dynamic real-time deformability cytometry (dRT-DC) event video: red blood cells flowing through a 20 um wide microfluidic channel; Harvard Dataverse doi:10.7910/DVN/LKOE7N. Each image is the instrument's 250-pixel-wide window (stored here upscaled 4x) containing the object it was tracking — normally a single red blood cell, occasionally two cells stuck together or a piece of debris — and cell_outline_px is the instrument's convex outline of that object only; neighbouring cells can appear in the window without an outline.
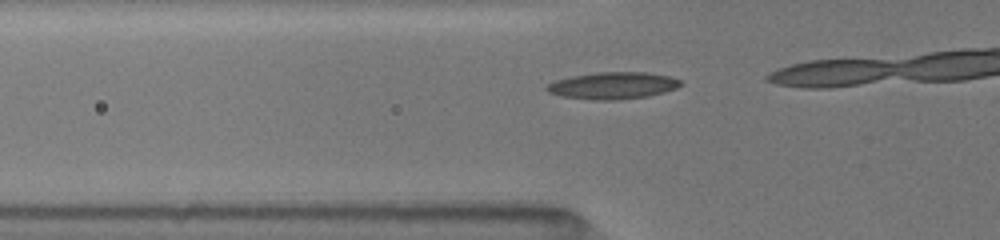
{"species": "common noctule bat (a hibernating species)", "species_latin": "Nyctalus noctula", "temperature_condition": "room temperature", "stored_images_in_passage": 23, "camera_frame_rate_fps": 3000, "um_per_image_px": 0.085, "animal": {"sex": "female", "body_mass_g": 19.5, "forearm_length_mm": 54.1}, "frame": {"image": 1, "passage_image": 17, "time_ms": 3.667, "image_size_px": [1000, 240], "cell_outline_px": [[684, 84], [676, 88], [664, 92], [648, 96], [616, 100], [596, 100], [560, 96], [548, 92], [544, 88], [548, 84], [556, 80], [572, 76], [596, 72], [648, 72], [668, 76], [680, 80]], "centroid_in_image_um": [52.09, 7.27], "position_along_channel_um": 73.7, "area_um2": 21.04}}
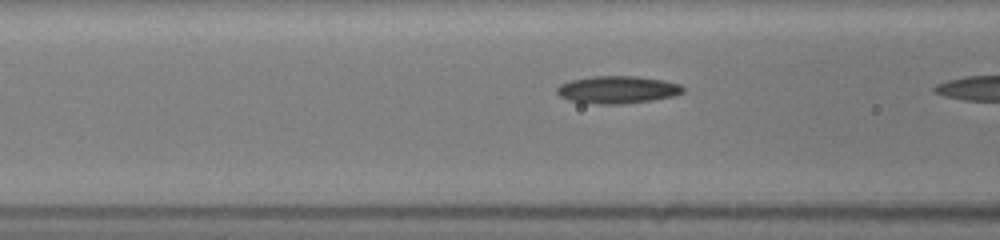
{"frame": {"image": 2, "passage_image": 22, "time_ms": 4.667, "image_size_px": [1000, 240], "cell_outline_px": [[684, 92], [672, 96], [652, 100], [624, 104], [600, 104], [568, 100], [560, 96], [556, 92], [556, 88], [560, 84], [572, 80], [592, 76], [640, 76], [664, 80], [680, 84], [684, 88]], "centroid_in_image_um": [52.49, 7.62], "position_along_channel_um": 114.1, "area_um2": 20.23}}